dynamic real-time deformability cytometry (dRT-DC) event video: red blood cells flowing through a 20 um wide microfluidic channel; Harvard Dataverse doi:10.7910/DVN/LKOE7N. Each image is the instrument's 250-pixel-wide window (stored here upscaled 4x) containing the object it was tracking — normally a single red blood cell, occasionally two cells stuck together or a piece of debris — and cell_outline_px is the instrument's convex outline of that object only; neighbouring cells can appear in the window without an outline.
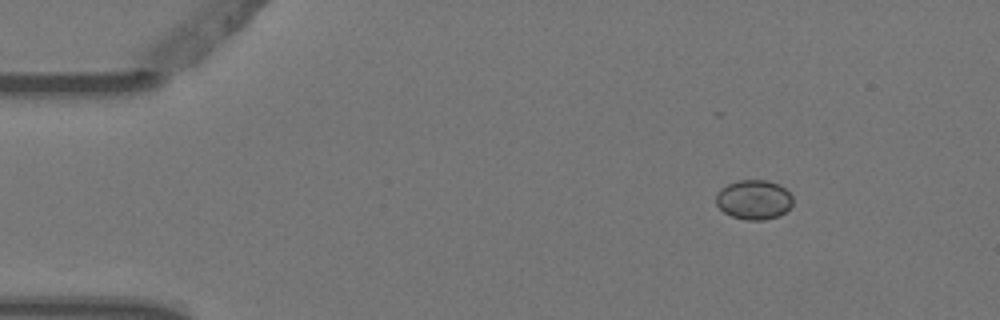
{"species": "Egyptian fruit bat (a non-hibernating species)", "species_latin": "Rousettus aegyptiacus", "temperature_condition": "warm", "stored_images_in_passage": 3, "camera_frame_rate_fps": 3000, "um_per_image_px": 0.085, "animal": {"sex": "female"}, "frame": {"image": 1, "passage_image": 1, "time_ms": 0.0, "image_size_px": [1000, 320], "cell_outline_px": [[792, 204], [780, 216], [764, 220], [744, 220], [732, 216], [724, 212], [716, 204], [716, 192], [720, 188], [736, 180], [768, 180], [780, 184], [792, 196]], "centroid_in_image_um": [64.06, 16.96], "position_along_channel_um": 20.9, "area_um2": 17.86}}
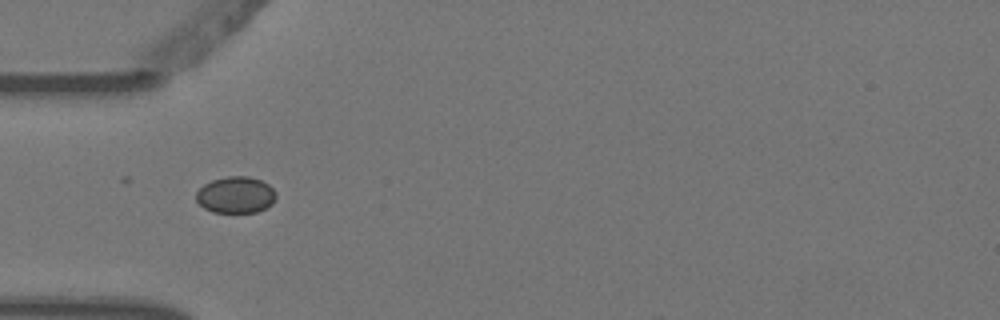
{"frame": {"image": 2, "passage_image": 3, "time_ms": 0.667, "image_size_px": [1000, 320], "cell_outline_px": [[276, 196], [272, 204], [256, 212], [212, 212], [204, 208], [196, 200], [196, 192], [204, 184], [212, 180], [228, 176], [248, 176], [260, 180], [268, 184], [276, 192]], "centroid_in_image_um": [20.03, 16.56], "position_along_channel_um": 65.0, "area_um2": 16.94}}